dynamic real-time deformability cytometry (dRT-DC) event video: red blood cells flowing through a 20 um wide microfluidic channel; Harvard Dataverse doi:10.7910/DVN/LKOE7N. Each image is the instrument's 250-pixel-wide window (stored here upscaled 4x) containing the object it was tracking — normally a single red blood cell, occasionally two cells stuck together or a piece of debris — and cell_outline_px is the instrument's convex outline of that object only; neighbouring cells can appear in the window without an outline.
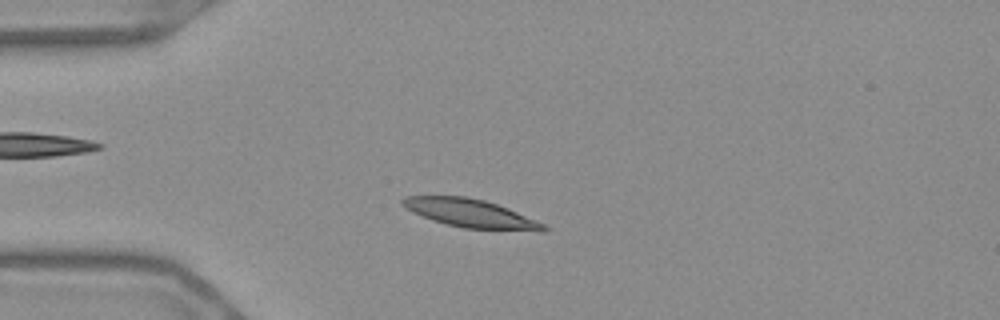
{"species": "Egyptian fruit bat (a non-hibernating species)", "species_latin": "Rousettus aegyptiacus", "temperature_condition": "warm", "stored_images_in_passage": 51, "camera_frame_rate_fps": 3000, "um_per_image_px": 0.085, "frame": {"image": 1, "passage_image": 10, "time_ms": 3.0, "image_size_px": [1000, 320], "cell_outline_px": [[552, 228], [548, 232], [540, 232], [464, 228], [432, 220], [400, 204], [400, 200], [408, 196], [464, 196], [484, 200], [508, 208], [536, 220]], "centroid_in_image_um": [40.12, 18.16], "position_along_channel_um": 44.9, "area_um2": 23.24}}
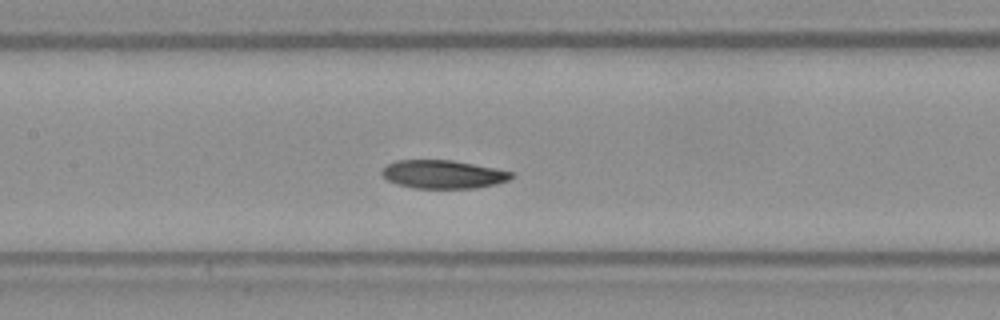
{"frame": {"image": 2, "passage_image": 22, "time_ms": 7.0, "image_size_px": [1000, 320], "cell_outline_px": [[516, 172], [508, 180], [496, 184], [476, 188], [416, 188], [396, 184], [388, 180], [380, 172], [388, 164], [396, 160], [452, 160], [496, 168]], "centroid_in_image_um": [37.69, 14.81], "position_along_channel_um": 169.7, "area_um2": 21.39}}
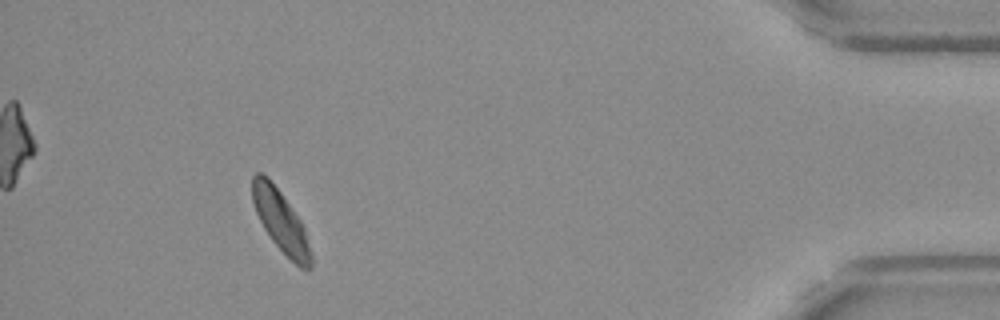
{"frame": {"image": 3, "passage_image": 47, "time_ms": 15.333, "image_size_px": [1000, 320], "cell_outline_px": [[312, 268], [300, 268], [272, 240], [264, 228], [256, 212], [252, 200], [252, 176], [256, 172], [260, 172], [268, 176], [280, 192], [300, 220], [304, 228], [312, 252]], "centroid_in_image_um": [23.86, 18.78], "position_along_channel_um": 411.3, "area_um2": 20.69}}